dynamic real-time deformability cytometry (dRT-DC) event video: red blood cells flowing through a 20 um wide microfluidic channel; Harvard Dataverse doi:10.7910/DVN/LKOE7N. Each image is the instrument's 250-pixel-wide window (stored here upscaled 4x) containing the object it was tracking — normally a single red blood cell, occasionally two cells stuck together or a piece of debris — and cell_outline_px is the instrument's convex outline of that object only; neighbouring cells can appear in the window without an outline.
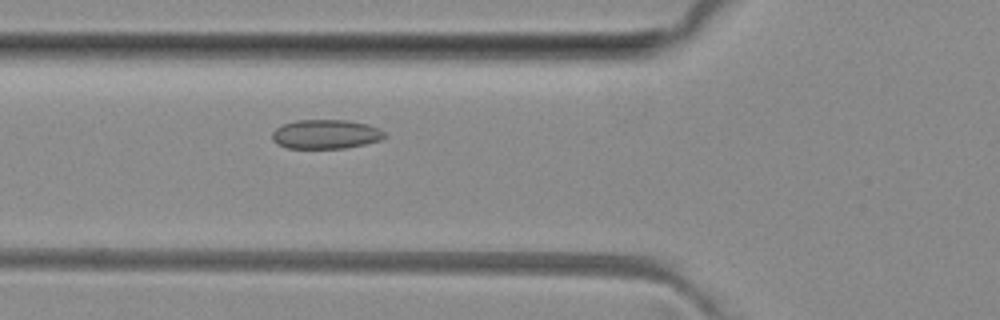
{"species": "common noctule bat (a hibernating species)", "species_latin": "Nyctalus noctula", "temperature_condition": "room temperature", "stored_images_in_passage": 5, "camera_frame_rate_fps": 3000, "um_per_image_px": 0.085, "animal": {"sex": "female", "body_mass_g": 29.2, "forearm_length_mm": 56.3}, "frame": {"image": 1, "passage_image": 5, "time_ms": 4.333, "image_size_px": [1000, 320], "cell_outline_px": [[384, 136], [380, 140], [364, 144], [344, 148], [288, 148], [276, 144], [272, 140], [272, 132], [276, 128], [284, 124], [296, 120], [348, 120], [368, 124], [380, 128], [384, 132]], "centroid_in_image_um": [27.67, 11.4], "position_along_channel_um": 98.1, "area_um2": 19.13}}